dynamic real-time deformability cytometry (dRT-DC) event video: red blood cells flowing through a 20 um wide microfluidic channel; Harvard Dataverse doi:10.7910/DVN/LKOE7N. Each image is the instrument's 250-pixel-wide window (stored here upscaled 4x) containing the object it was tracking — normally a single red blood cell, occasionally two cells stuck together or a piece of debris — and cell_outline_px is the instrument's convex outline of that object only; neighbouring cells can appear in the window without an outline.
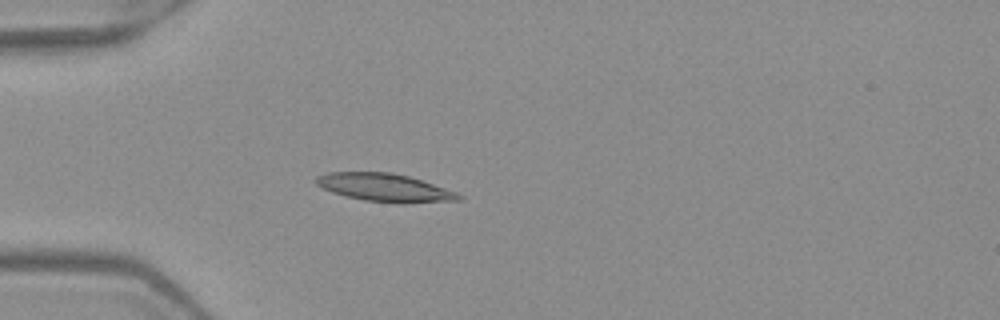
{"species": "Egyptian fruit bat (a non-hibernating species)", "species_latin": "Rousettus aegyptiacus", "temperature_condition": "warm", "stored_images_in_passage": 4, "camera_frame_rate_fps": 3000, "um_per_image_px": 0.085, "frame": {"image": 1, "passage_image": 4, "time_ms": 1.0, "image_size_px": [1000, 320], "cell_outline_px": [[464, 196], [460, 200], [404, 204], [400, 204], [364, 200], [344, 196], [332, 192], [316, 184], [312, 180], [316, 176], [328, 172], [392, 172], [408, 176], [456, 192]], "centroid_in_image_um": [32.67, 15.95], "position_along_channel_um": 52.3, "area_um2": 23.41}}